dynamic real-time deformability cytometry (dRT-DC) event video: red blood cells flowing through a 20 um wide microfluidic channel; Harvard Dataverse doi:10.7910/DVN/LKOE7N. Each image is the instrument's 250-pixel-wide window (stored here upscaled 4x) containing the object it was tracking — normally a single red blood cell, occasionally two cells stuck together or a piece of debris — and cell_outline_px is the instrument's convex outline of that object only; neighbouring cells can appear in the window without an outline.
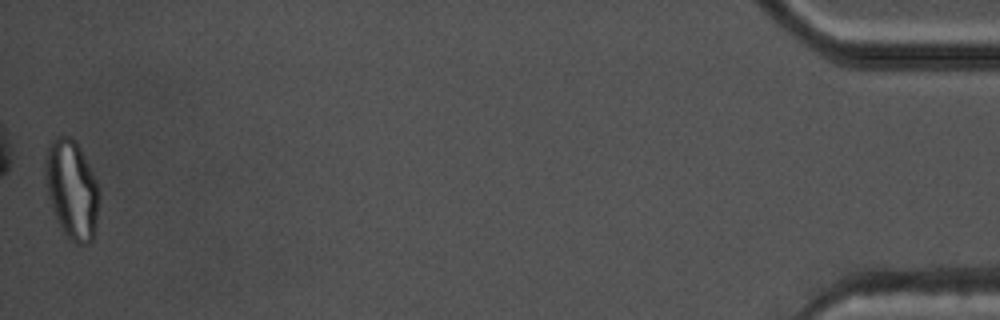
{"species": "common noctule bat (a hibernating species)", "species_latin": "Nyctalus noctula", "temperature_condition": "warm", "stored_images_in_passage": 38, "camera_frame_rate_fps": 3000, "um_per_image_px": 0.085, "animal": {"sex": "male", "body_mass_g": 17.5, "forearm_length_mm": 52.3}, "frame": {"image": 1, "passage_image": 38, "time_ms": 12.333, "image_size_px": [1000, 320], "cell_outline_px": [[100, 196], [96, 220], [92, 240], [88, 244], [76, 244], [60, 228], [48, 196], [44, 176], [44, 156], [48, 144], [56, 136], [72, 136], [76, 140], [96, 180]], "centroid_in_image_um": [6.07, 16.05], "position_along_channel_um": 429.1, "area_um2": 31.15}, "authors_computed_cell_mechanics": {"area_um2": 19.3919, "velocity_mm_per_s": 3.8635, "shape_relaxation_time_tau1_ms": 9.6507, "shape_relaxation_time_tau2_ms": 1.2166, "deformation_change_tau1": 0.2791, "deformation_change_tau2": 0.0814}}